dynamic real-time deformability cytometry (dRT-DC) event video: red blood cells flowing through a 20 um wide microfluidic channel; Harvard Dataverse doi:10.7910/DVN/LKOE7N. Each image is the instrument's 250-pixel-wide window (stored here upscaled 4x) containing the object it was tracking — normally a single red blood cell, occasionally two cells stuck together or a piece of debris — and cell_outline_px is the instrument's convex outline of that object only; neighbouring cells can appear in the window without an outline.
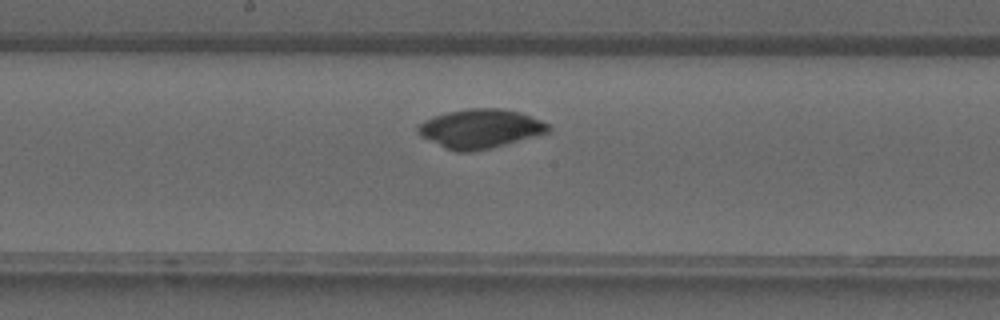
{"species": "common noctule bat (a hibernating species)", "species_latin": "Nyctalus noctula", "temperature_condition": "warm", "stored_images_in_passage": 27, "camera_frame_rate_fps": 3000, "um_per_image_px": 0.085, "animal": {"sex": "male", "forearm_length_mm": 52.5}, "frame": {"image": 1, "passage_image": 10, "time_ms": 3.0, "image_size_px": [1000, 320], "cell_outline_px": [[552, 128], [548, 132], [504, 144], [472, 152], [456, 152], [444, 148], [420, 136], [416, 132], [416, 128], [424, 120], [432, 116], [448, 112], [468, 108], [504, 108], [520, 112], [532, 116], [548, 124]], "centroid_in_image_um": [40.77, 10.93], "position_along_channel_um": 207.4, "area_um2": 29.65}}
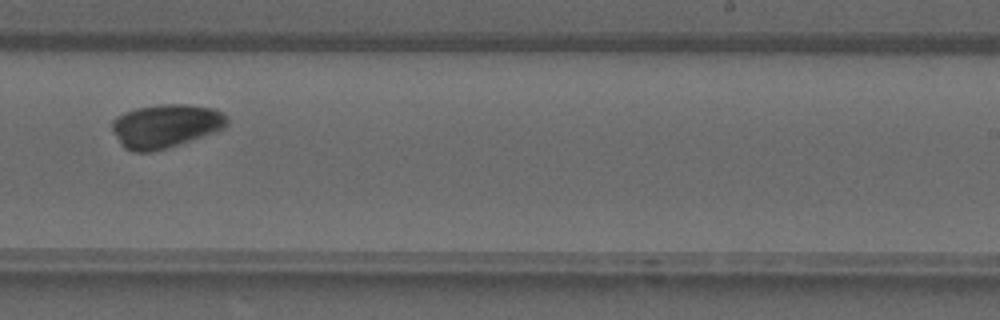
{"frame": {"image": 2, "passage_image": 14, "time_ms": 4.333, "image_size_px": [1000, 320], "cell_outline_px": [[228, 124], [224, 128], [164, 148], [148, 152], [132, 152], [124, 148], [120, 144], [112, 128], [112, 120], [116, 116], [124, 112], [136, 108], [160, 104], [188, 104], [216, 108], [224, 112], [228, 120]], "centroid_in_image_um": [14.06, 10.67], "position_along_channel_um": 274.9, "area_um2": 29.02}}
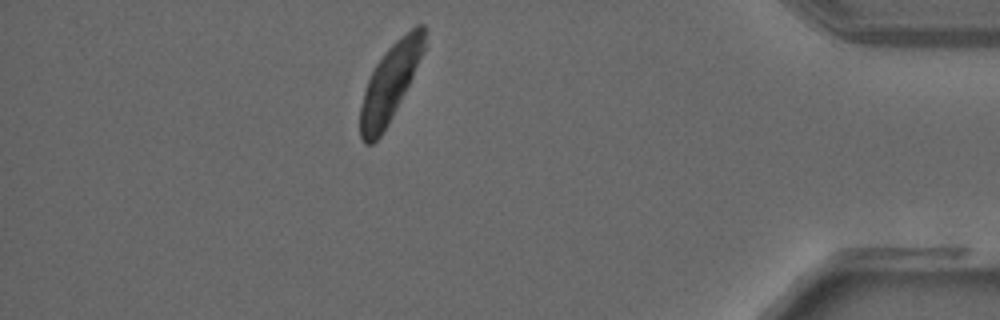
{"frame": {"image": 3, "passage_image": 24, "time_ms": 7.667, "image_size_px": [1000, 320], "cell_outline_px": [[424, 48], [412, 76], [404, 92], [380, 136], [372, 144], [364, 144], [360, 136], [360, 108], [364, 92], [368, 80], [376, 64], [388, 48], [400, 36], [416, 24], [424, 24]], "centroid_in_image_um": [33.12, 7.02], "position_along_channel_um": 402.1, "area_um2": 27.57}}